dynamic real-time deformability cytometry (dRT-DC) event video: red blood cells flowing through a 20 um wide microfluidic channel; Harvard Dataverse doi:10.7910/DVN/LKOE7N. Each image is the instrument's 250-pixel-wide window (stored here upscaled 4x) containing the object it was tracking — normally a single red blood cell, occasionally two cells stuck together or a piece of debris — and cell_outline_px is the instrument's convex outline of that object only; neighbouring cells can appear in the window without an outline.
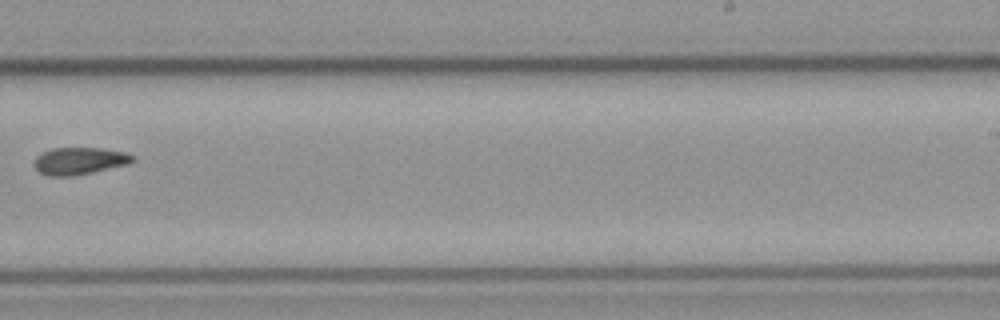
{"species": "common noctule bat (a hibernating species)", "species_latin": "Nyctalus noctula", "temperature_condition": "cold", "stored_images_in_passage": 11, "camera_frame_rate_fps": 3000, "um_per_image_px": 0.085, "animal": {"sex": "male", "body_mass_g": 23.1, "forearm_length_mm": 52.7}, "frame": {"image": 1, "passage_image": 10, "time_ms": 12.0, "image_size_px": [1000, 320], "cell_outline_px": [[136, 160], [128, 164], [76, 176], [48, 176], [40, 172], [32, 164], [36, 156], [52, 148], [100, 148], [124, 152], [136, 156]], "centroid_in_image_um": [6.76, 13.68], "position_along_channel_um": 282.2, "area_um2": 15.72}}
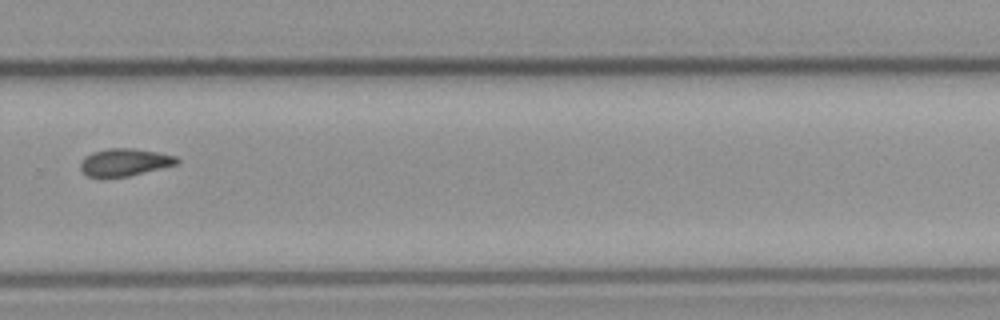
{"frame": {"image": 2, "passage_image": 11, "time_ms": 13.0, "image_size_px": [1000, 320], "cell_outline_px": [[180, 160], [176, 164], [128, 176], [88, 176], [80, 168], [80, 160], [84, 156], [92, 152], [108, 148], [132, 148], [156, 152], [176, 156]], "centroid_in_image_um": [10.56, 13.77], "position_along_channel_um": 319.2, "area_um2": 15.14}}